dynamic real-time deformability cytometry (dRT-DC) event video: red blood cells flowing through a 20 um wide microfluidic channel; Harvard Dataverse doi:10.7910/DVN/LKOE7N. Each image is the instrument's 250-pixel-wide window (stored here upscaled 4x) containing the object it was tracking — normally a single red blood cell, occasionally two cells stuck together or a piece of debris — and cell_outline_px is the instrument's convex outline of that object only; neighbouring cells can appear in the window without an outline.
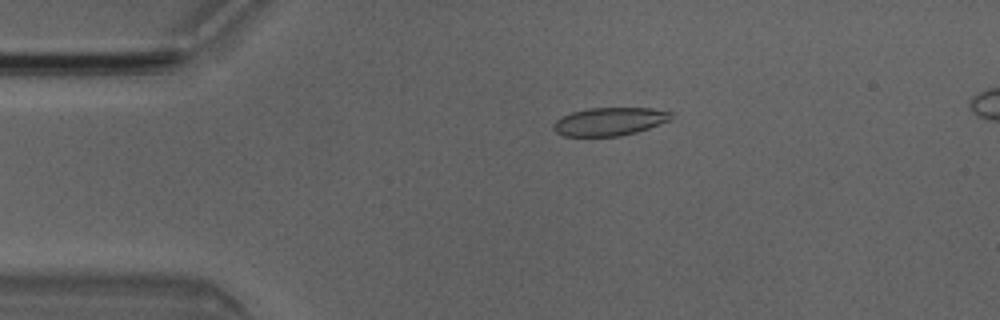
{"species": "Egyptian fruit bat (a non-hibernating species)", "species_latin": "Rousettus aegyptiacus", "temperature_condition": "room temperature", "stored_images_in_passage": 4, "camera_frame_rate_fps": 3000, "um_per_image_px": 0.085, "animal": {"sex": "male"}, "frame": {"image": 1, "passage_image": 3, "time_ms": 0.667, "image_size_px": [1000, 320], "cell_outline_px": [[672, 116], [668, 120], [648, 128], [636, 132], [620, 136], [564, 136], [556, 132], [552, 128], [552, 124], [556, 120], [572, 112], [588, 108], [652, 108], [672, 112]], "centroid_in_image_um": [51.78, 10.33], "position_along_channel_um": 33.2, "area_um2": 19.13}}